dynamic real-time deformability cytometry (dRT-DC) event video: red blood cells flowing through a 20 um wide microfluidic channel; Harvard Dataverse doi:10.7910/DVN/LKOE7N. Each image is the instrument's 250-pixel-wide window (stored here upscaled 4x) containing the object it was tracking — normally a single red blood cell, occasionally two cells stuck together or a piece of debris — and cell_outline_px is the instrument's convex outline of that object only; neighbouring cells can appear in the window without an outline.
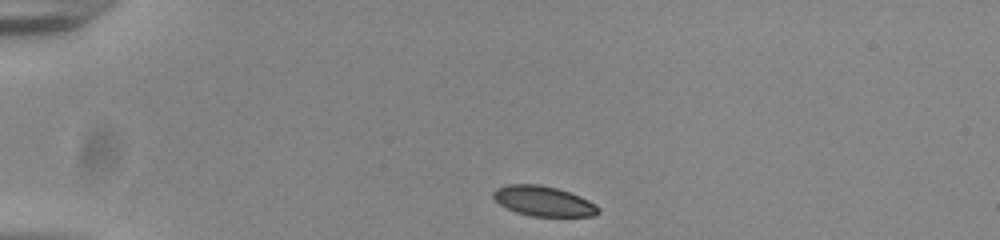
{"species": "common noctule bat (a hibernating species)", "species_latin": "Nyctalus noctula", "temperature_condition": "room temperature", "stored_images_in_passage": 39, "camera_frame_rate_fps": 3000, "um_per_image_px": 0.085, "animal": {"sex": "male", "body_mass_g": 20.0, "forearm_length_mm": 53.3}, "frame": {"image": 1, "passage_image": 1, "time_ms": 0.0, "image_size_px": [1000, 240], "cell_outline_px": [[600, 212], [596, 216], [532, 216], [516, 212], [500, 204], [492, 196], [492, 192], [496, 188], [508, 184], [540, 184], [556, 188], [580, 196], [596, 204], [600, 208]], "centroid_in_image_um": [46.21, 17.09], "position_along_channel_um": 38.8, "area_um2": 18.38}}
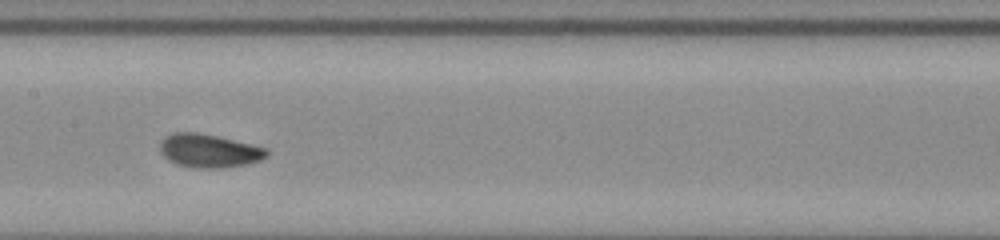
{"frame": {"image": 2, "passage_image": 17, "time_ms": 5.333, "image_size_px": [1000, 240], "cell_outline_px": [[268, 156], [260, 160], [248, 164], [224, 168], [196, 168], [176, 164], [168, 160], [160, 152], [160, 144], [168, 136], [176, 132], [192, 132], [216, 136], [268, 148]], "centroid_in_image_um": [17.8, 12.84], "position_along_channel_um": 189.6, "area_um2": 20.63}}
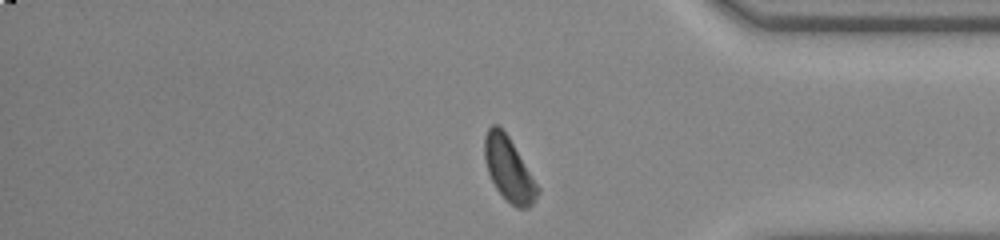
{"frame": {"image": 3, "passage_image": 34, "time_ms": 11.0, "image_size_px": [1000, 240], "cell_outline_px": [[540, 192], [532, 204], [528, 208], [516, 208], [496, 188], [488, 172], [484, 160], [484, 136], [488, 128], [492, 124], [496, 124], [508, 136], [540, 188]], "centroid_in_image_um": [43.24, 14.38], "position_along_channel_um": 392.0, "area_um2": 19.48}, "authors_computed_cell_mechanics": {"area_um2": 20.1144, "velocity_mm_per_s": 3.8106, "shape_relaxation_time_tau1_ms": 4.8811, "shape_relaxation_time_tau2_ms": 2.2219, "deformation_change_tau1": 0.1445, "deformation_change_tau2": 0.0737}}